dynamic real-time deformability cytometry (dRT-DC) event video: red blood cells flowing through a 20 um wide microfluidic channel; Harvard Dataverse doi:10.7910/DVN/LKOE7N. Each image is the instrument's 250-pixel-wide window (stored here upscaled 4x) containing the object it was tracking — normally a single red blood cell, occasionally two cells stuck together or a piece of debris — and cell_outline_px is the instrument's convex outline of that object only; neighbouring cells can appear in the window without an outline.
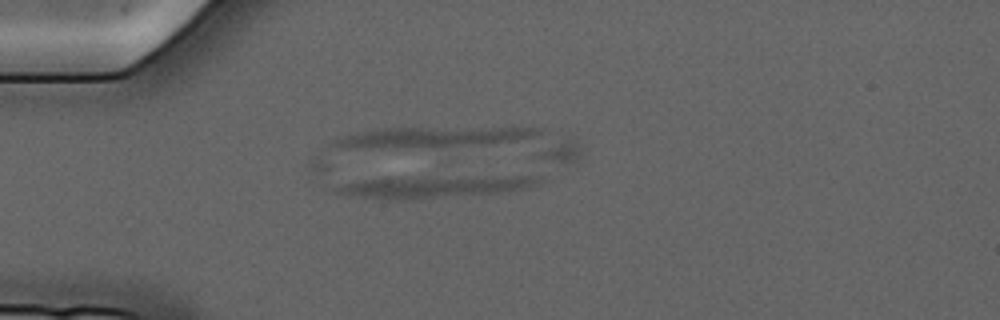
{"species": "common noctule bat (a hibernating species)", "species_latin": "Nyctalus noctula", "temperature_condition": "cold", "stored_images_in_passage": 10, "camera_frame_rate_fps": 3000, "um_per_image_px": 0.085, "animal": {"sex": "male", "forearm_length_mm": 52.5}, "frame": {"image": 1, "passage_image": 3, "time_ms": 3.0, "image_size_px": [1000, 320], "cell_outline_px": [[544, 180], [540, 184], [528, 188], [496, 192], [404, 200], [380, 200], [336, 192], [332, 188], [344, 184], [364, 180], [444, 176], [532, 172], [536, 172], [544, 176]], "centroid_in_image_um": [37.37, 15.8], "position_along_channel_um": 47.6, "area_um2": 27.11}}